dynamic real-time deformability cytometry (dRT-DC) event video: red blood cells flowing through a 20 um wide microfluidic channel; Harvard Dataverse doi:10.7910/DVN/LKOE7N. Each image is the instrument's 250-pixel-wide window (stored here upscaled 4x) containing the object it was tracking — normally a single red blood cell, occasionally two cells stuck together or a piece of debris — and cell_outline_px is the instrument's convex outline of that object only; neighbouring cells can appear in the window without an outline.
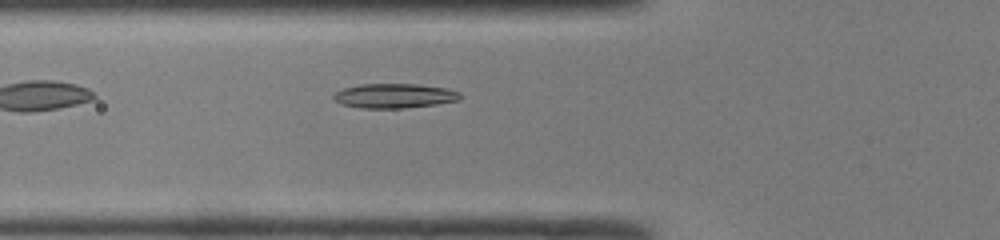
{"species": "common noctule bat (a hibernating species)", "species_latin": "Nyctalus noctula", "temperature_condition": "room temperature", "stored_images_in_passage": 33, "camera_frame_rate_fps": 3000, "um_per_image_px": 0.085, "animal": {"sex": "male", "body_mass_g": 19.0, "forearm_length_mm": 50.8}, "frame": {"image": 1, "passage_image": 2, "time_ms": 0.333, "image_size_px": [1000, 240], "cell_outline_px": [[460, 100], [436, 104], [404, 108], [360, 108], [340, 104], [332, 96], [336, 92], [344, 88], [360, 84], [420, 84], [448, 88], [460, 92]], "centroid_in_image_um": [33.54, 8.14], "position_along_channel_um": 92.3, "area_um2": 18.15}}
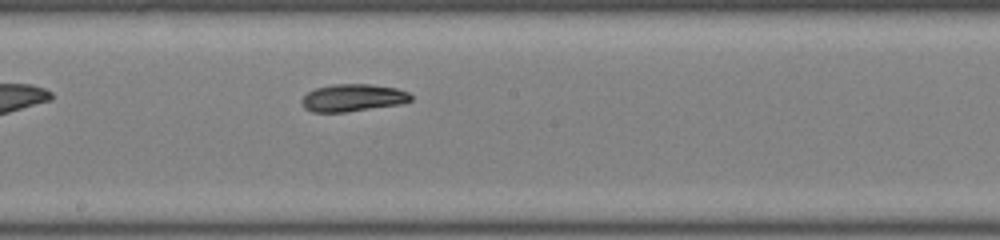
{"frame": {"image": 2, "passage_image": 11, "time_ms": 3.333, "image_size_px": [1000, 240], "cell_outline_px": [[412, 100], [400, 104], [344, 112], [312, 112], [304, 108], [300, 100], [308, 92], [316, 88], [332, 84], [368, 84], [396, 88], [408, 92], [412, 96]], "centroid_in_image_um": [29.97, 8.31], "position_along_channel_um": 218.2, "area_um2": 17.34}}
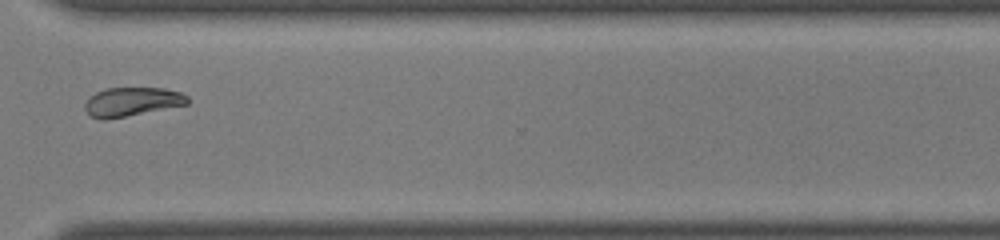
{"frame": {"image": 3, "passage_image": 21, "time_ms": 6.667, "image_size_px": [1000, 240], "cell_outline_px": [[188, 104], [104, 120], [92, 116], [84, 108], [84, 104], [96, 92], [104, 88], [164, 88], [180, 92], [188, 96]], "centroid_in_image_um": [11.22, 8.63], "position_along_channel_um": 359.4, "area_um2": 16.99}}